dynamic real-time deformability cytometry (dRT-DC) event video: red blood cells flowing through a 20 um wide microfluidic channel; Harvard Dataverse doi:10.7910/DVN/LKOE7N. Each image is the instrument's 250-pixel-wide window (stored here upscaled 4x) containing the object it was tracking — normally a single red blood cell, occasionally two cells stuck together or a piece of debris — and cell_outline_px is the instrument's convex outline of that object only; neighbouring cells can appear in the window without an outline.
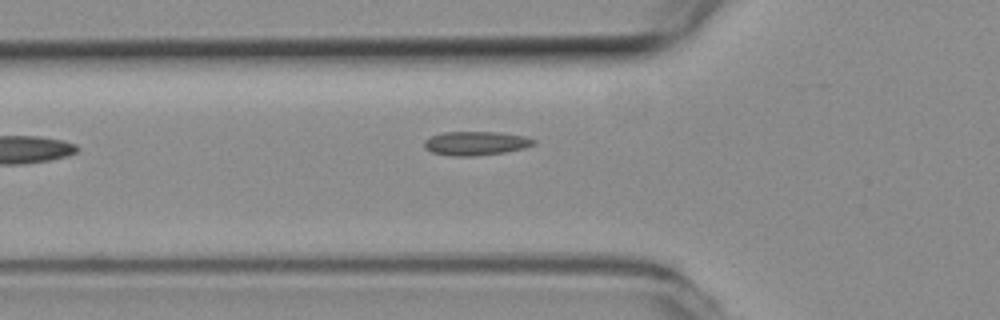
{"species": "common noctule bat (a hibernating species)", "species_latin": "Nyctalus noctula", "temperature_condition": "room temperature", "stored_images_in_passage": 3, "camera_frame_rate_fps": 3000, "um_per_image_px": 0.085, "animal": {"sex": "female", "body_mass_g": 19.3, "forearm_length_mm": 54.1}, "frame": {"image": 1, "passage_image": 3, "time_ms": 0.667, "image_size_px": [1000, 320], "cell_outline_px": [[536, 144], [524, 148], [504, 152], [472, 156], [456, 156], [432, 152], [424, 148], [424, 140], [432, 136], [444, 132], [496, 132], [524, 136], [536, 140]], "centroid_in_image_um": [40.45, 12.17], "position_along_channel_um": 85.4, "area_um2": 15.09}}